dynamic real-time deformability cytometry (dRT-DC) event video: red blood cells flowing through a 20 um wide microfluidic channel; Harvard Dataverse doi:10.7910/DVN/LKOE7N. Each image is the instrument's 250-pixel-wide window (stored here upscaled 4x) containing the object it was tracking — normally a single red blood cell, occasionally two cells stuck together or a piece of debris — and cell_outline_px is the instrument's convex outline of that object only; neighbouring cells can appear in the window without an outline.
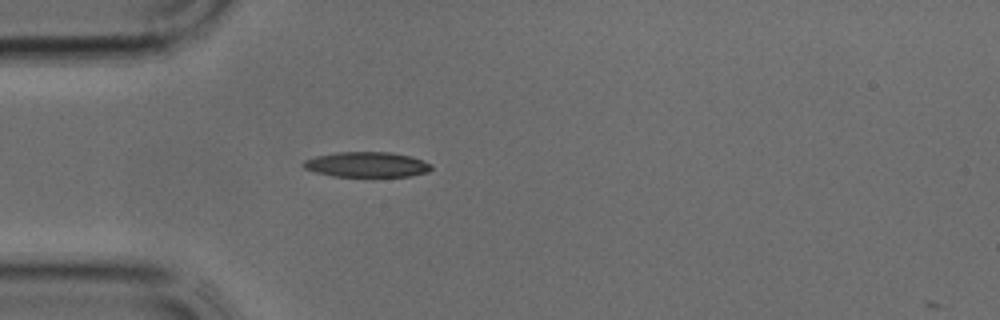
{"species": "common noctule bat (a hibernating species)", "species_latin": "Nyctalus noctula", "temperature_condition": "cold", "stored_images_in_passage": 9, "camera_frame_rate_fps": 3000, "um_per_image_px": 0.085, "animal": {"sex": "male", "body_mass_g": 17.9, "forearm_length_mm": 54.2}, "frame": {"image": 1, "passage_image": 8, "time_ms": 2.333, "image_size_px": [1000, 320], "cell_outline_px": [[432, 168], [428, 172], [408, 176], [332, 176], [316, 172], [304, 168], [300, 164], [304, 160], [316, 156], [336, 152], [388, 152], [408, 156], [432, 164]], "centroid_in_image_um": [31.13, 13.98], "position_along_channel_um": 53.9, "area_um2": 18.61}}